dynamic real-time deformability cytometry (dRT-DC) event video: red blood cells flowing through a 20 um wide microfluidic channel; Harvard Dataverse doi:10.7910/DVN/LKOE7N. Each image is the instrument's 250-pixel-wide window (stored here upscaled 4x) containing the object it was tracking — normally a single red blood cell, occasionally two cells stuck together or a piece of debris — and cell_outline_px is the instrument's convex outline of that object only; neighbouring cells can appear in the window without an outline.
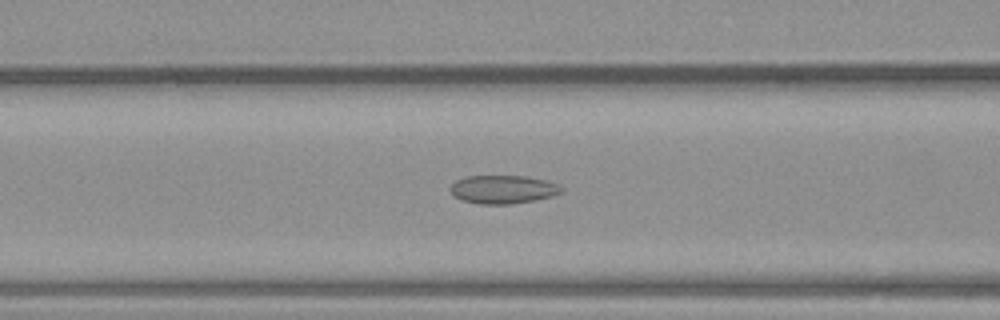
{"species": "common noctule bat (a hibernating species)", "species_latin": "Nyctalus noctula", "temperature_condition": "warm", "stored_images_in_passage": 42, "camera_frame_rate_fps": 3000, "um_per_image_px": 0.085, "animal": {"sex": "male", "body_mass_g": 23.1, "forearm_length_mm": 52.7}, "frame": {"image": 1, "passage_image": 17, "time_ms": 5.333, "image_size_px": [1000, 320], "cell_outline_px": [[564, 192], [552, 196], [536, 200], [512, 204], [480, 204], [464, 200], [452, 196], [448, 188], [456, 180], [464, 176], [524, 176], [544, 180], [560, 184], [564, 188]], "centroid_in_image_um": [42.76, 16.1], "position_along_channel_um": 123.8, "area_um2": 18.61}}
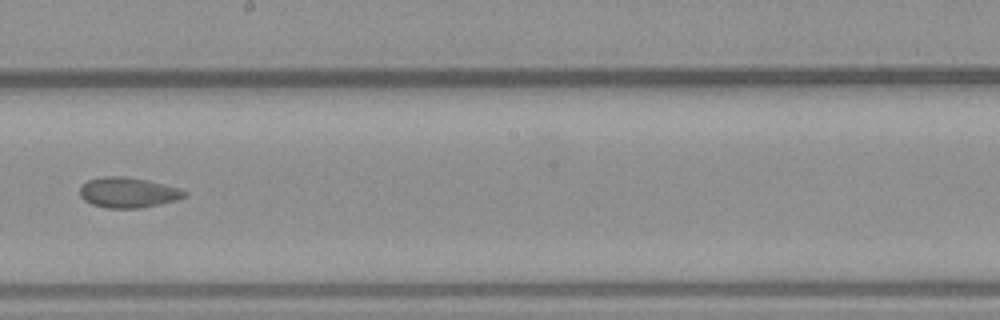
{"frame": {"image": 2, "passage_image": 24, "time_ms": 7.667, "image_size_px": [1000, 320], "cell_outline_px": [[188, 196], [176, 200], [140, 208], [108, 208], [92, 204], [84, 200], [80, 196], [80, 188], [88, 180], [104, 176], [128, 176], [148, 180], [180, 188], [188, 192]], "centroid_in_image_um": [10.91, 16.35], "position_along_channel_um": 237.3, "area_um2": 18.55}}
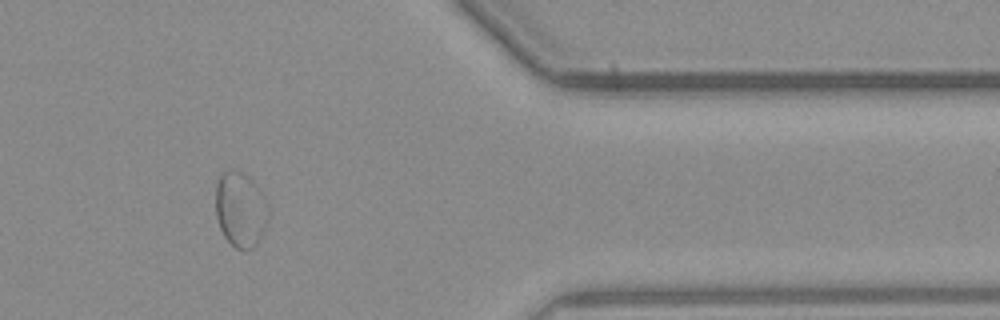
{"frame": {"image": 3, "passage_image": 35, "time_ms": 11.333, "image_size_px": [1000, 320], "cell_outline_px": [[268, 224], [264, 232], [256, 244], [252, 248], [236, 248], [224, 236], [220, 228], [216, 216], [216, 184], [220, 176], [228, 168], [232, 168], [248, 176], [252, 180], [264, 196], [268, 204]], "centroid_in_image_um": [20.45, 17.78], "position_along_channel_um": 390.9, "area_um2": 23.12}}